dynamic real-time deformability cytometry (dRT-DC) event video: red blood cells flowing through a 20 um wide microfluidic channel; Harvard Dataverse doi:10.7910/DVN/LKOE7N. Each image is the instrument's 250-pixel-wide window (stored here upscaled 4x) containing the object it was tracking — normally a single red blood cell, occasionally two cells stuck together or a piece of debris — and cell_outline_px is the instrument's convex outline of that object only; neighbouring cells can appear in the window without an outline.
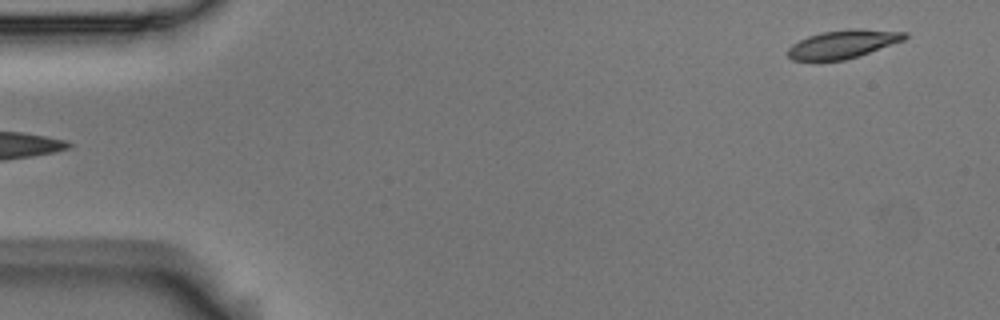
{"species": "Egyptian fruit bat (a non-hibernating species)", "species_latin": "Rousettus aegyptiacus", "temperature_condition": "room temperature", "stored_images_in_passage": 6, "camera_frame_rate_fps": 3000, "um_per_image_px": 0.085, "animal": {"sex": "male"}, "frame": {"image": 1, "passage_image": 6, "time_ms": 1.667, "image_size_px": [1000, 320], "cell_outline_px": [[908, 36], [904, 40], [844, 60], [816, 64], [792, 60], [788, 56], [788, 48], [792, 44], [808, 36], [824, 32], [852, 28], [856, 28], [908, 32]], "centroid_in_image_um": [71.57, 3.79], "position_along_channel_um": 13.4, "area_um2": 19.71}}